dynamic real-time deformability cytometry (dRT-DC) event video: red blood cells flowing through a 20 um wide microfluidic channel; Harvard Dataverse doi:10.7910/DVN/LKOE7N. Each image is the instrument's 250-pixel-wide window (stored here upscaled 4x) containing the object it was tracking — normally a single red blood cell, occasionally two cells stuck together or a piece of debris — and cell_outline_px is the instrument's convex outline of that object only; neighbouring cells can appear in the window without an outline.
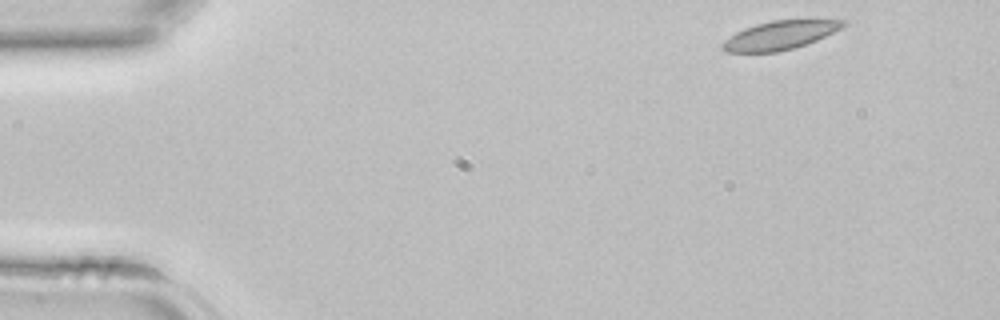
{"species": "common noctule bat (a hibernating species)", "species_latin": "Nyctalus noctula", "temperature_condition": "room temperature", "stored_images_in_passage": 39, "camera_frame_rate_fps": 3000, "um_per_image_px": 0.085, "animal": {"sex": "female", "body_mass_g": 22.7, "forearm_length_mm": 54.2}, "frame": {"image": 1, "passage_image": 1, "time_ms": 0.0, "image_size_px": [1000, 320], "cell_outline_px": [[848, 24], [816, 40], [792, 48], [776, 52], [724, 52], [720, 48], [720, 44], [724, 40], [736, 32], [744, 28], [756, 24], [772, 20], [848, 20]], "centroid_in_image_um": [66.23, 2.99], "position_along_channel_um": 18.8, "area_um2": 19.94}}
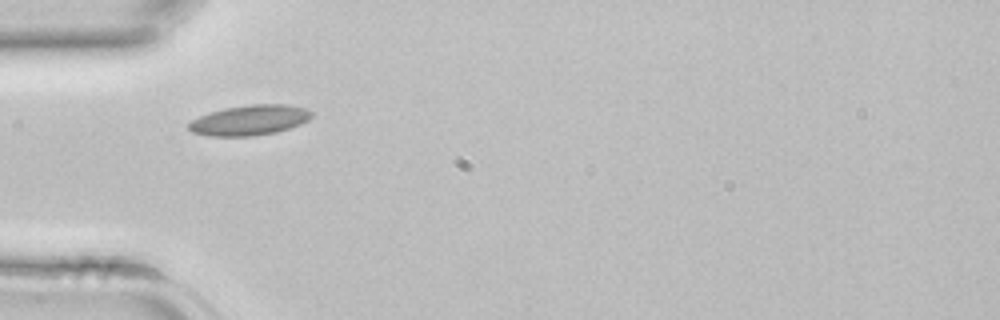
{"frame": {"image": 2, "passage_image": 10, "time_ms": 3.0, "image_size_px": [1000, 320], "cell_outline_px": [[312, 116], [308, 120], [300, 124], [276, 132], [256, 136], [208, 136], [192, 132], [188, 128], [188, 124], [192, 120], [200, 116], [224, 108], [248, 104], [288, 104], [304, 108], [312, 112]], "centroid_in_image_um": [21.22, 10.21], "position_along_channel_um": 63.8, "area_um2": 21.62}}
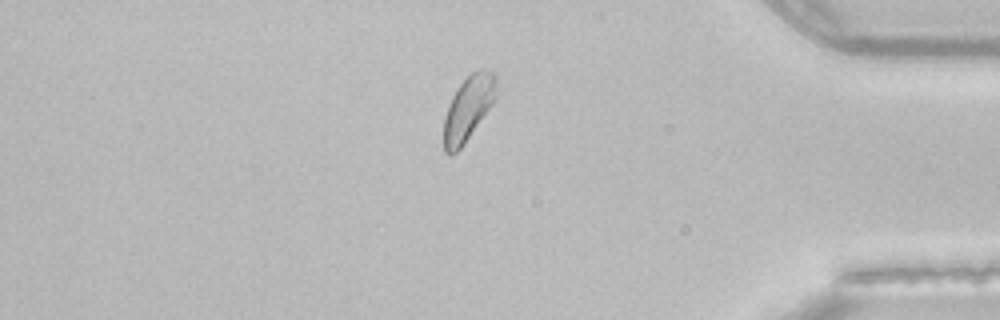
{"frame": {"image": 3, "passage_image": 33, "time_ms": 10.667, "image_size_px": [1000, 320], "cell_outline_px": [[496, 96], [492, 104], [464, 144], [452, 156], [448, 156], [444, 152], [444, 116], [448, 104], [456, 88], [472, 72], [480, 68], [492, 72], [496, 76]], "centroid_in_image_um": [39.77, 9.22], "position_along_channel_um": 395.4, "area_um2": 19.71}}